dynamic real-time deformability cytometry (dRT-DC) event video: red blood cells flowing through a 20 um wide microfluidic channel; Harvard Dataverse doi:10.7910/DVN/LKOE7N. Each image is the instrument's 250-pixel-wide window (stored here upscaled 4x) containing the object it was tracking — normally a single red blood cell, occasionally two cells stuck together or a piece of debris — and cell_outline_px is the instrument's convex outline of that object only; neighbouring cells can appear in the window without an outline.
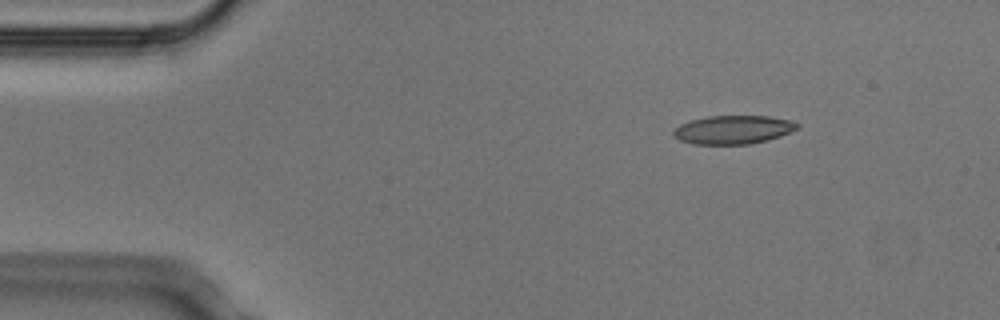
{"species": "Egyptian fruit bat (a non-hibernating species)", "species_latin": "Rousettus aegyptiacus", "temperature_condition": "cold", "stored_images_in_passage": 4, "segment_of_instrument_passage": [1, 2], "camera_frame_rate_fps": 3000, "um_per_image_px": 0.085, "animal": {"sex": "male"}, "frame": {"image": 1, "passage_image": 1, "time_ms": 0.0, "image_size_px": [1000, 320], "cell_outline_px": [[800, 128], [780, 136], [768, 140], [748, 144], [692, 144], [680, 140], [672, 136], [672, 132], [680, 124], [688, 120], [708, 116], [768, 116], [792, 120], [800, 124]], "centroid_in_image_um": [62.32, 11.02], "position_along_channel_um": 22.7, "area_um2": 20.81}}